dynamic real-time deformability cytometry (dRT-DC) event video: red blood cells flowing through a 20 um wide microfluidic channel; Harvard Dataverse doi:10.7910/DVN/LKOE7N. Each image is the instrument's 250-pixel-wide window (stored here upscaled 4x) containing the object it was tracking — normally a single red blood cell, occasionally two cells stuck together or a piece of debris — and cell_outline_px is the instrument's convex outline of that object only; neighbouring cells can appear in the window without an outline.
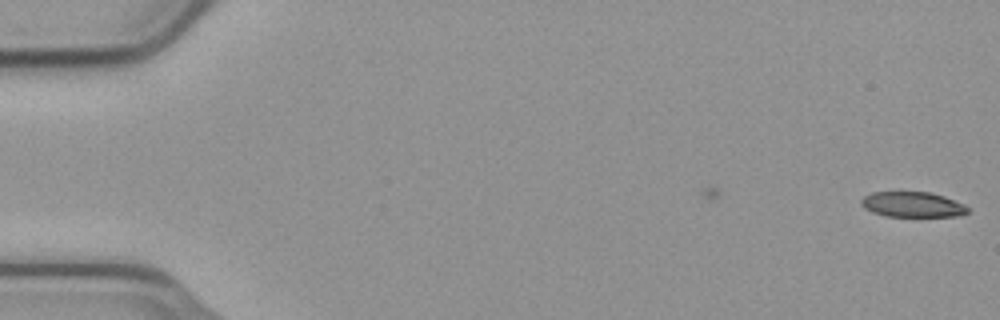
{"species": "common noctule bat (a hibernating species)", "species_latin": "Nyctalus noctula", "temperature_condition": "cold", "stored_images_in_passage": 11, "camera_frame_rate_fps": 3000, "um_per_image_px": 0.085, "animal": {"sex": "male", "body_mass_g": 23.1, "forearm_length_mm": 52.7}, "frame": {"image": 1, "passage_image": 11, "time_ms": 3.333, "image_size_px": [1000, 320], "cell_outline_px": [[968, 212], [964, 216], [888, 216], [872, 212], [864, 208], [860, 204], [860, 200], [864, 196], [872, 192], [928, 192], [944, 196], [964, 204], [968, 208]], "centroid_in_image_um": [77.56, 17.38], "position_along_channel_um": 7.4, "area_um2": 15.72}}